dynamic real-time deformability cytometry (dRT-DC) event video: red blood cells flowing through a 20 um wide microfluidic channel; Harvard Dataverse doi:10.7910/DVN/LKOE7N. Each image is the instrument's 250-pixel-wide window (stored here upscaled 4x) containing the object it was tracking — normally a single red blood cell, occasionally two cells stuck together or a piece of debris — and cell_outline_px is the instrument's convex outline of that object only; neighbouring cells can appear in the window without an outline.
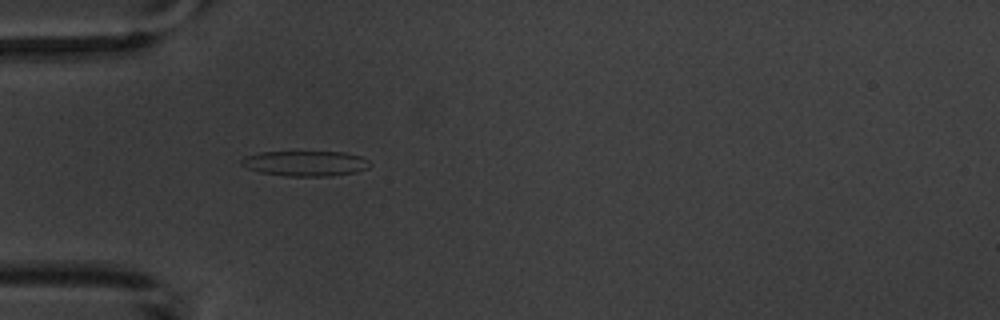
{"species": "common noctule bat (a hibernating species)", "species_latin": "Nyctalus noctula", "temperature_condition": "warm", "stored_images_in_passage": 5, "camera_frame_rate_fps": 3000, "um_per_image_px": 0.085, "animal": {"sex": "male", "body_mass_g": 20.1, "forearm_length_mm": 53.5}, "frame": {"image": 1, "passage_image": 5, "time_ms": 5.333, "image_size_px": [1000, 320], "cell_outline_px": [[372, 164], [368, 168], [356, 172], [332, 176], [288, 176], [260, 172], [248, 168], [240, 164], [240, 160], [244, 156], [260, 152], [344, 152], [360, 156], [368, 160]], "centroid_in_image_um": [25.96, 13.89], "position_along_channel_um": 59.0, "area_um2": 18.96}}